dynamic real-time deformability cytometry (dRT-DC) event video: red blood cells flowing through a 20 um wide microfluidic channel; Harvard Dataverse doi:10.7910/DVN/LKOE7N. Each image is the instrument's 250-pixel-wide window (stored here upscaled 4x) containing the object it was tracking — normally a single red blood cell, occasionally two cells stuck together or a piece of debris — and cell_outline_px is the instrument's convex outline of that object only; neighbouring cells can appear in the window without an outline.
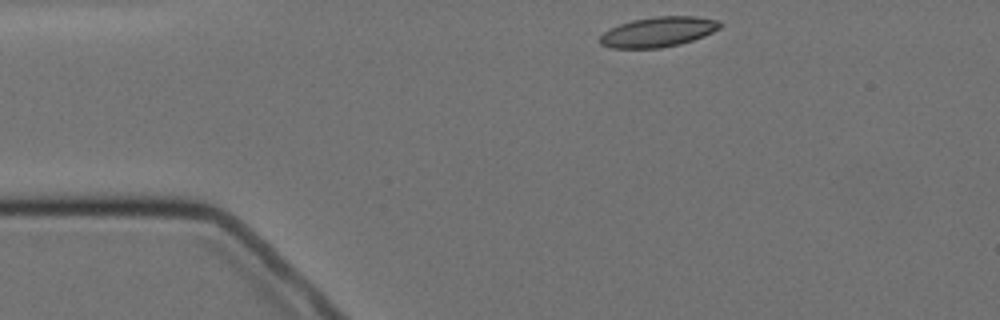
{"species": "Egyptian fruit bat (a non-hibernating species)", "species_latin": "Rousettus aegyptiacus", "temperature_condition": "cold", "stored_images_in_passage": 6, "camera_frame_rate_fps": 3000, "um_per_image_px": 0.085, "animal": {"sex": "female"}, "frame": {"image": 1, "passage_image": 1, "time_ms": 0.0, "image_size_px": [1000, 320], "cell_outline_px": [[720, 28], [704, 36], [680, 44], [660, 48], [612, 48], [600, 44], [600, 36], [604, 32], [620, 24], [632, 20], [656, 16], [696, 16], [716, 20], [720, 24]], "centroid_in_image_um": [55.94, 2.71], "position_along_channel_um": 29.1, "area_um2": 20.81}}
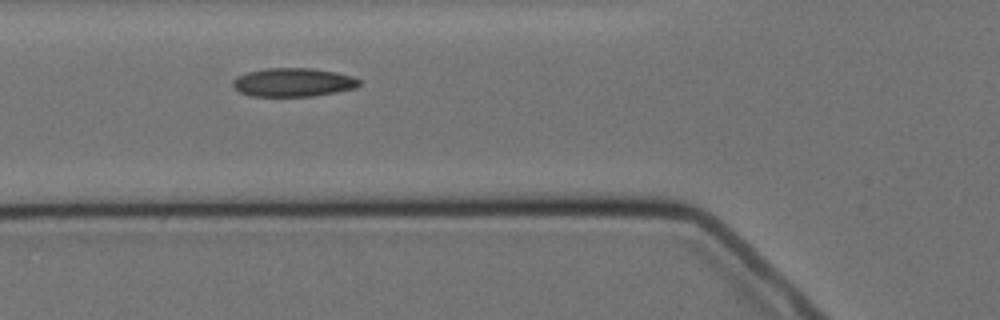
{"frame": {"image": 2, "passage_image": 4, "time_ms": 3.333, "image_size_px": [1000, 320], "cell_outline_px": [[360, 84], [356, 88], [336, 92], [312, 96], [252, 96], [240, 92], [232, 84], [232, 80], [236, 76], [248, 72], [268, 68], [312, 68], [336, 72], [352, 76], [360, 80]], "centroid_in_image_um": [24.93, 6.99], "position_along_channel_um": 100.9, "area_um2": 21.04}}
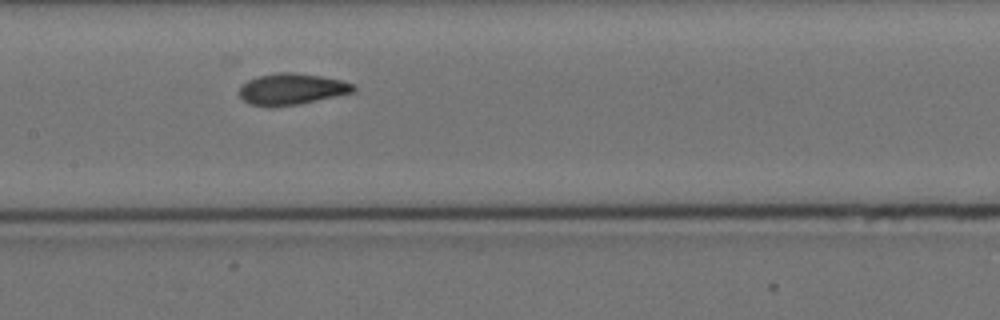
{"frame": {"image": 3, "passage_image": 6, "time_ms": 5.667, "image_size_px": [1000, 320], "cell_outline_px": [[356, 92], [300, 104], [248, 104], [240, 96], [240, 88], [248, 80], [260, 76], [276, 72], [292, 72], [320, 76], [340, 80], [356, 84]], "centroid_in_image_um": [24.88, 7.54], "position_along_channel_um": 182.5, "area_um2": 20.29}}